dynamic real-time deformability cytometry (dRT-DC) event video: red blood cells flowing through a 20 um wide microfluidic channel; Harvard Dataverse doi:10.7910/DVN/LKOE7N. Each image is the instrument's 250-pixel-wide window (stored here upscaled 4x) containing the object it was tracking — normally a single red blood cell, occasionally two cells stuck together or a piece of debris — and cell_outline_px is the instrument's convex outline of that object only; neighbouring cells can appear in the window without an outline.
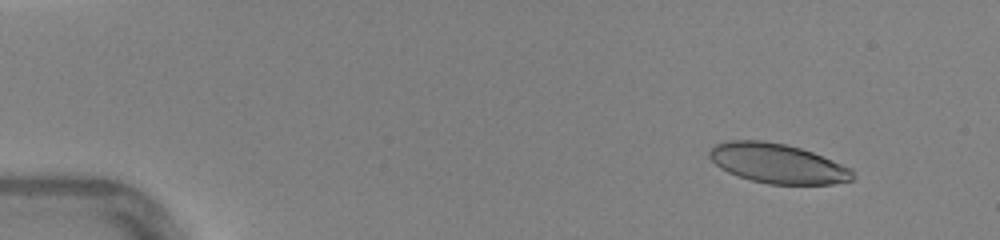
{"species": "human", "species_latin": "Homo sapiens", "temperature_condition": "warm", "stored_images_in_passage": 46, "camera_frame_rate_fps": 3000, "um_per_image_px": 0.085, "donor": {"sex": "female"}, "frame": {"image": 1, "passage_image": 5, "time_ms": 1.333, "image_size_px": [1000, 240], "cell_outline_px": [[852, 180], [832, 184], [768, 184], [752, 180], [728, 172], [720, 168], [708, 156], [708, 152], [712, 144], [724, 140], [764, 140], [784, 144], [800, 148], [812, 152], [852, 168]], "centroid_in_image_um": [66.04, 13.87], "position_along_channel_um": 19.0, "area_um2": 33.12}}
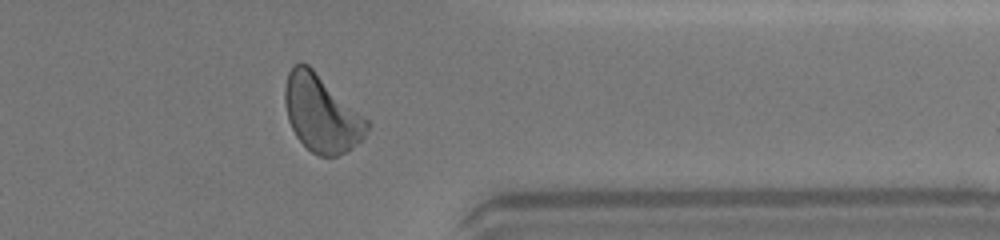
{"frame": {"image": 2, "passage_image": 38, "time_ms": 12.333, "image_size_px": [1000, 240], "cell_outline_px": [[368, 132], [348, 152], [336, 156], [320, 156], [312, 152], [296, 136], [288, 120], [284, 100], [284, 88], [288, 72], [292, 64], [300, 60], [308, 64], [364, 116], [368, 120]], "centroid_in_image_um": [27.3, 9.62], "position_along_channel_um": 384.1, "area_um2": 36.76}}
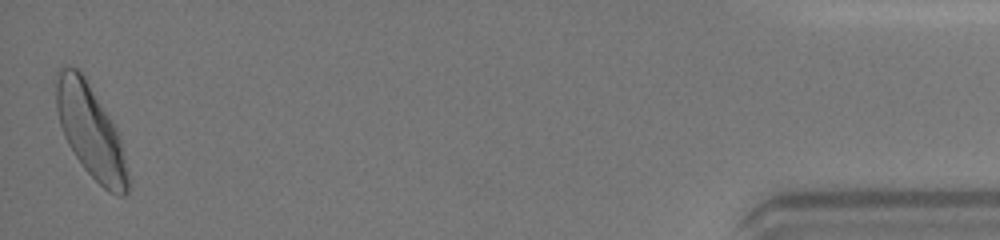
{"frame": {"image": 3, "passage_image": 46, "time_ms": 15.0, "image_size_px": [1000, 240], "cell_outline_px": [[128, 192], [124, 196], [120, 196], [108, 192], [84, 168], [68, 144], [64, 136], [60, 124], [56, 108], [52, 80], [56, 68], [64, 64], [76, 68], [84, 76], [112, 120], [120, 136], [128, 176]], "centroid_in_image_um": [7.64, 11.06], "position_along_channel_um": 427.6, "area_um2": 39.13}, "authors_computed_cell_mechanics": {"area_um2": 35.6337, "velocity_mm_per_s": 4.3826, "shape_relaxation_time_tau1_ms": 3.8169, "shape_relaxation_time_tau2_ms": 1.1066, "deformation_change_tau1": 0.1616, "deformation_change_tau2": 0.0877}}